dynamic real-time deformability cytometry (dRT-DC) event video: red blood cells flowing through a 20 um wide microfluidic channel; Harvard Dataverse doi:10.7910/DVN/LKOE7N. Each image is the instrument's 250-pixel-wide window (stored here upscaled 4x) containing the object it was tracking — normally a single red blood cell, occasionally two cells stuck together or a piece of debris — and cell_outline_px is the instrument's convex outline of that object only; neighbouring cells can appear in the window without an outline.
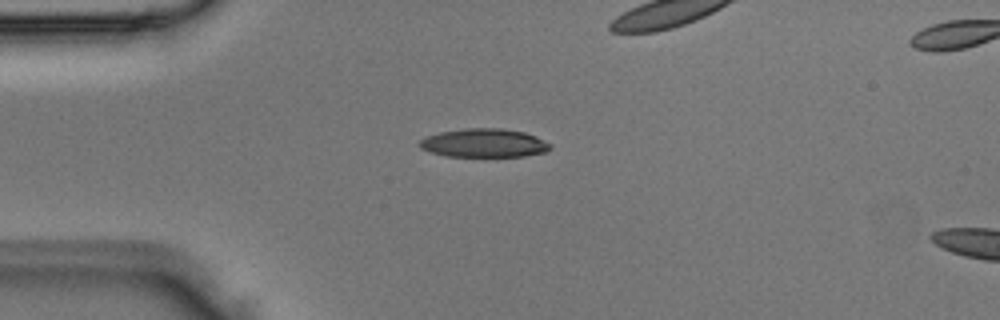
{"species": "Egyptian fruit bat (a non-hibernating species)", "species_latin": "Rousettus aegyptiacus", "temperature_condition": "room temperature", "stored_images_in_passage": 2, "camera_frame_rate_fps": 3000, "um_per_image_px": 0.085, "animal": {"sex": "male"}, "frame": {"image": 1, "passage_image": 1, "time_ms": 0.0, "image_size_px": [1000, 320], "cell_outline_px": [[552, 148], [548, 152], [524, 156], [444, 156], [420, 148], [420, 140], [428, 136], [440, 132], [464, 128], [500, 128], [524, 132], [536, 136], [552, 144]], "centroid_in_image_um": [41.2, 12.16], "position_along_channel_um": 43.8, "area_um2": 21.79}}